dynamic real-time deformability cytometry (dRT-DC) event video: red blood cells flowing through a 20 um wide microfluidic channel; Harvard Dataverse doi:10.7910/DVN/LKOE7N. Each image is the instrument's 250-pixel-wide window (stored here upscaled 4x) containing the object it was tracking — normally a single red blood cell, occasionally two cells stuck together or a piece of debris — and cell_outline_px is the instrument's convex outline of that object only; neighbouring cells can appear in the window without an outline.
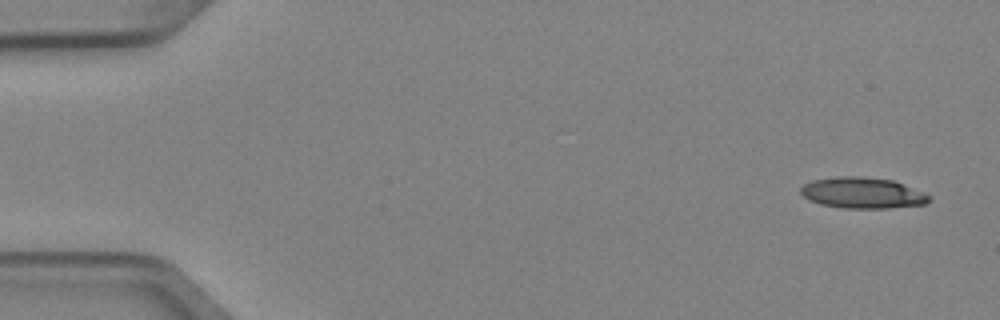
{"species": "Egyptian fruit bat (a non-hibernating species)", "species_latin": "Rousettus aegyptiacus", "temperature_condition": "cold", "stored_images_in_passage": 5, "camera_frame_rate_fps": 3000, "um_per_image_px": 0.085, "animal": {"sex": "female"}, "frame": {"image": 1, "passage_image": 1, "time_ms": 0.0, "image_size_px": [1000, 320], "cell_outline_px": [[932, 200], [924, 204], [888, 208], [844, 208], [820, 204], [804, 196], [800, 192], [800, 188], [804, 184], [812, 180], [836, 176], [864, 176], [892, 180], [924, 192], [932, 196]], "centroid_in_image_um": [73.33, 16.39], "position_along_channel_um": 11.7, "area_um2": 23.24}}
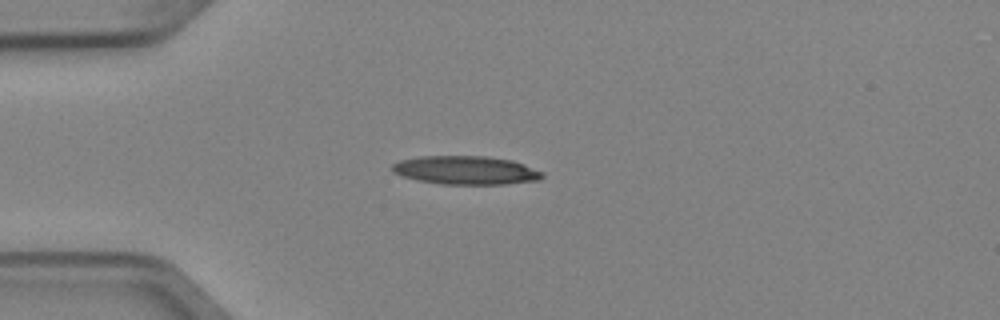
{"frame": {"image": 2, "passage_image": 4, "time_ms": 1.0, "image_size_px": [1000, 320], "cell_outline_px": [[544, 176], [540, 180], [504, 184], [440, 184], [416, 180], [392, 172], [392, 164], [400, 160], [416, 156], [488, 156], [512, 160], [524, 164], [544, 172]], "centroid_in_image_um": [39.6, 14.46], "position_along_channel_um": 45.4, "area_um2": 25.14}}